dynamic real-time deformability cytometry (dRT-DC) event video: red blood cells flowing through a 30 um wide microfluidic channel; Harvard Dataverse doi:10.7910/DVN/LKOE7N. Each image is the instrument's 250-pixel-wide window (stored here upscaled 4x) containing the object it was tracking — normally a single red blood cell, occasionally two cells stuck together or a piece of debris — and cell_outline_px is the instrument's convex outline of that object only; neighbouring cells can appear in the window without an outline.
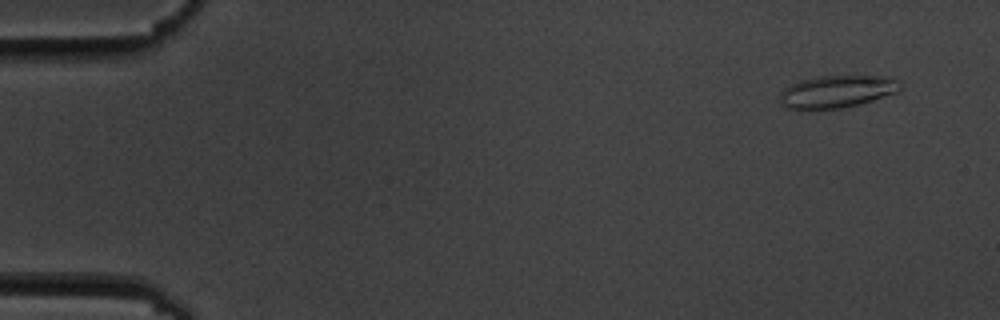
{"species": "common noctule bat (a hibernating species)", "species_latin": "Nyctalus noctula", "temperature_condition": "cold", "stored_images_in_passage": 5, "camera_frame_rate_fps": 3000, "um_per_image_px": 0.085, "animal": {"sex": "male", "body_mass_g": 19.5, "forearm_length_mm": 54.6}, "frame": {"image": 1, "passage_image": 1, "time_ms": 0.0, "image_size_px": [1000, 320], "cell_outline_px": [[904, 84], [896, 92], [872, 100], [840, 108], [796, 112], [784, 108], [776, 100], [780, 92], [784, 88], [796, 80], [820, 76], [892, 76], [900, 80]], "centroid_in_image_um": [71.02, 7.8], "position_along_channel_um": 14.0, "area_um2": 23.7}}
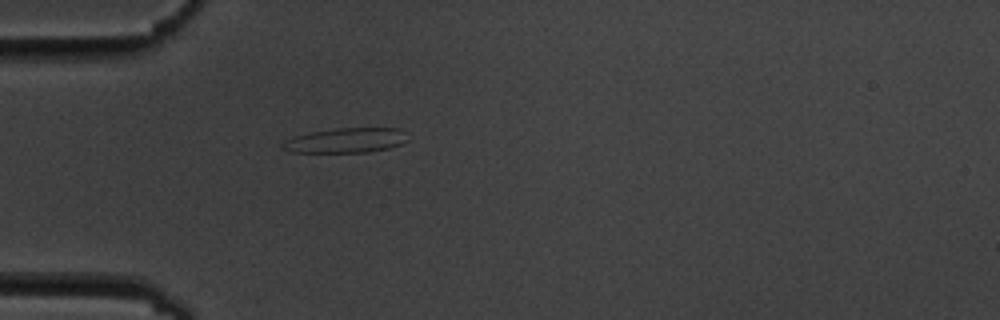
{"frame": {"image": 2, "passage_image": 5, "time_ms": 4.333, "image_size_px": [1000, 320], "cell_outline_px": [[412, 140], [388, 148], [368, 152], [292, 152], [280, 148], [280, 144], [284, 140], [292, 136], [312, 132], [336, 128], [400, 128]], "centroid_in_image_um": [29.4, 11.93], "position_along_channel_um": 55.6, "area_um2": 18.32}}